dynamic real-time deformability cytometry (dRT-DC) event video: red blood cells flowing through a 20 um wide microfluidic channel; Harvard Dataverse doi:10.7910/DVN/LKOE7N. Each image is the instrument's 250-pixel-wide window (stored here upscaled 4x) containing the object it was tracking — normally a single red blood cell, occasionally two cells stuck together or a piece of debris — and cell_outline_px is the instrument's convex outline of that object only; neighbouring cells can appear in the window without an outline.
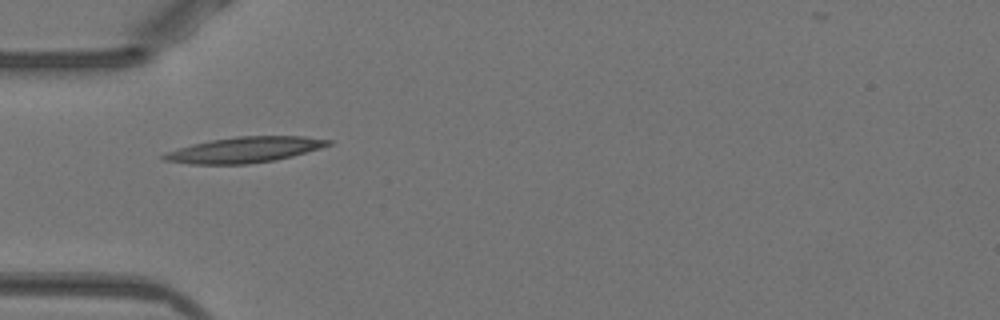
{"species": "Egyptian fruit bat (a non-hibernating species)", "species_latin": "Rousettus aegyptiacus", "temperature_condition": "warm", "stored_images_in_passage": 22, "camera_frame_rate_fps": 3000, "um_per_image_px": 0.085, "animal": {"sex": "female"}, "frame": {"image": 1, "passage_image": 1, "time_ms": 0.0, "image_size_px": [1000, 320], "cell_outline_px": [[332, 144], [320, 148], [292, 156], [276, 160], [248, 164], [188, 164], [164, 160], [160, 156], [164, 152], [192, 144], [212, 140], [236, 136], [304, 136], [332, 140]], "centroid_in_image_um": [20.77, 12.73], "position_along_channel_um": 64.2, "area_um2": 24.62}}
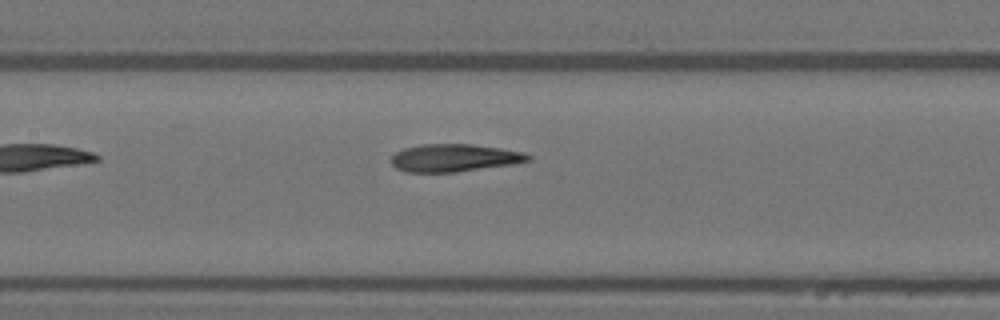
{"frame": {"image": 2, "passage_image": 9, "time_ms": 2.667, "image_size_px": [1000, 320], "cell_outline_px": [[532, 160], [516, 164], [456, 172], [404, 172], [396, 168], [392, 164], [392, 156], [396, 152], [404, 148], [420, 144], [472, 144], [500, 148], [524, 152], [532, 156]], "centroid_in_image_um": [38.65, 13.42], "position_along_channel_um": 168.7, "area_um2": 22.25}}
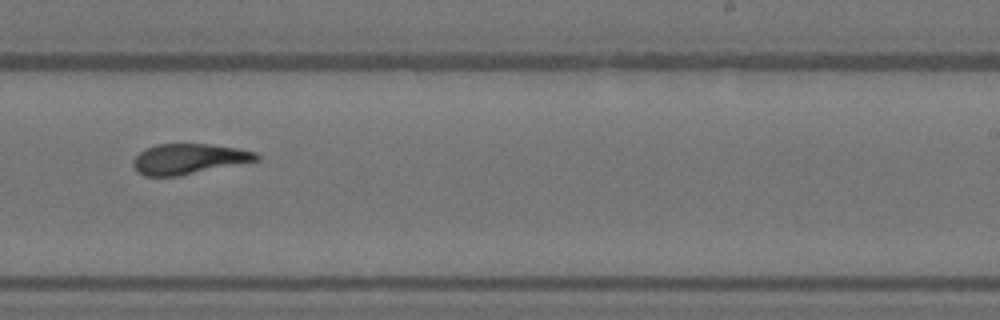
{"frame": {"image": 3, "passage_image": 17, "time_ms": 5.333, "image_size_px": [1000, 320], "cell_outline_px": [[260, 160], [180, 176], [144, 176], [136, 172], [132, 164], [132, 160], [144, 148], [156, 144], [208, 144], [236, 148], [256, 152], [260, 156]], "centroid_in_image_um": [16.02, 13.52], "position_along_channel_um": 273.0, "area_um2": 22.02}}